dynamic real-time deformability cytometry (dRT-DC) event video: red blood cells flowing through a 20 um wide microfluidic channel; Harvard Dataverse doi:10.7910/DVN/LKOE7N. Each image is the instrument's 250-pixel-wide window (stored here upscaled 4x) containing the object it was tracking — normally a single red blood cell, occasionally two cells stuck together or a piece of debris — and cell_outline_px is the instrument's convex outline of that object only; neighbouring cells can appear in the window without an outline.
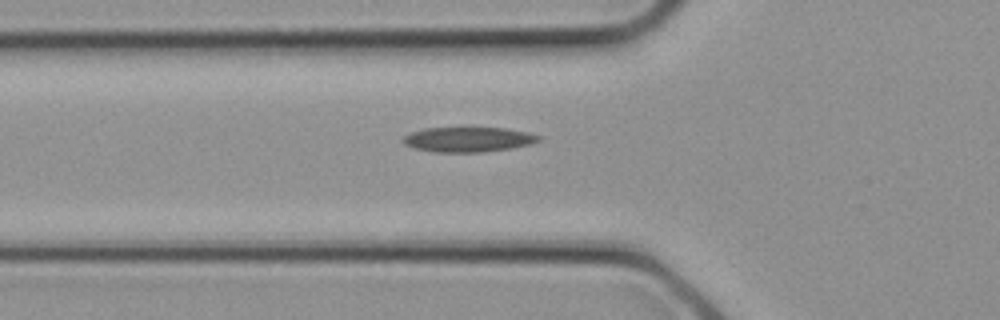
{"species": "common noctule bat (a hibernating species)", "species_latin": "Nyctalus noctula", "temperature_condition": "cold", "stored_images_in_passage": 2, "camera_frame_rate_fps": 3000, "um_per_image_px": 0.085, "animal": {"sex": "female", "body_mass_g": 21.9}, "frame": {"image": 1, "passage_image": 2, "time_ms": 0.333, "image_size_px": [1000, 320], "cell_outline_px": [[540, 140], [532, 144], [512, 148], [484, 152], [432, 152], [412, 148], [404, 144], [400, 140], [404, 136], [412, 132], [424, 128], [504, 128], [528, 132], [540, 136]], "centroid_in_image_um": [39.77, 11.86], "position_along_channel_um": 86.0, "area_um2": 19.83}}